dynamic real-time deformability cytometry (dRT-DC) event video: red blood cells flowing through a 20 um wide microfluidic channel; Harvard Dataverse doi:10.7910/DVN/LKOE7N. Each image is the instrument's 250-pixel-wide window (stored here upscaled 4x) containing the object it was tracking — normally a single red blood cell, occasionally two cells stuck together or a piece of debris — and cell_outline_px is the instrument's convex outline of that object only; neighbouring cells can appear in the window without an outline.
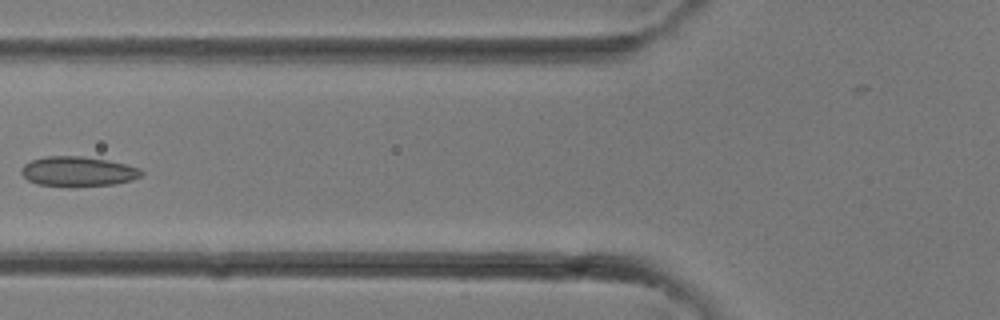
{"species": "common noctule bat (a hibernating species)", "species_latin": "Nyctalus noctula", "temperature_condition": "room temperature", "stored_images_in_passage": 17, "camera_frame_rate_fps": 3000, "um_per_image_px": 0.085, "animal": {"sex": "female"}, "frame": {"image": 1, "passage_image": 12, "time_ms": 3.667, "image_size_px": [1000, 320], "cell_outline_px": [[144, 172], [140, 176], [132, 180], [116, 184], [40, 184], [28, 180], [20, 172], [20, 168], [24, 164], [32, 160], [44, 156], [80, 156], [108, 160], [140, 168]], "centroid_in_image_um": [6.63, 14.53], "position_along_channel_um": 119.2, "area_um2": 20.11}}
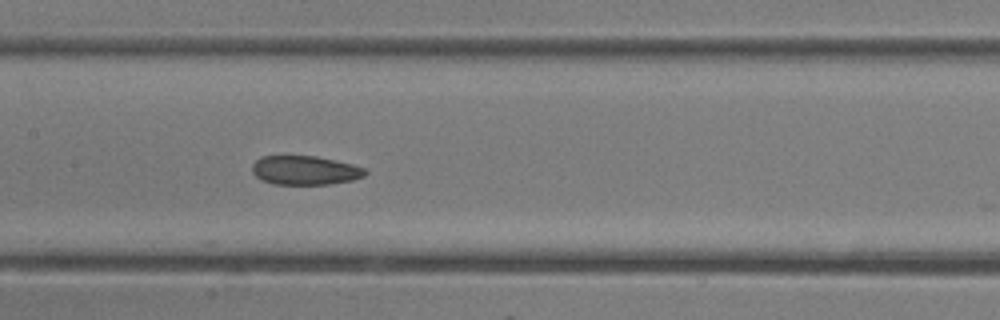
{"frame": {"image": 2, "passage_image": 15, "time_ms": 4.667, "image_size_px": [1000, 320], "cell_outline_px": [[368, 172], [364, 176], [352, 180], [328, 184], [272, 184], [256, 176], [252, 172], [252, 164], [260, 156], [316, 156], [336, 160], [352, 164], [364, 168]], "centroid_in_image_um": [25.92, 14.47], "position_along_channel_um": 181.5, "area_um2": 19.07}}
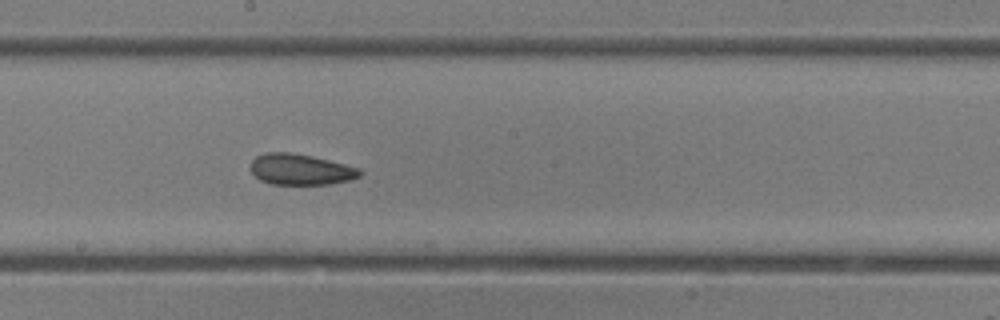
{"frame": {"image": 3, "passage_image": 17, "time_ms": 5.333, "image_size_px": [1000, 320], "cell_outline_px": [[364, 172], [360, 176], [352, 180], [328, 184], [272, 184], [260, 180], [252, 172], [252, 160], [256, 156], [264, 152], [288, 152], [312, 156], [360, 168]], "centroid_in_image_um": [25.58, 14.4], "position_along_channel_um": 222.6, "area_um2": 19.65}}